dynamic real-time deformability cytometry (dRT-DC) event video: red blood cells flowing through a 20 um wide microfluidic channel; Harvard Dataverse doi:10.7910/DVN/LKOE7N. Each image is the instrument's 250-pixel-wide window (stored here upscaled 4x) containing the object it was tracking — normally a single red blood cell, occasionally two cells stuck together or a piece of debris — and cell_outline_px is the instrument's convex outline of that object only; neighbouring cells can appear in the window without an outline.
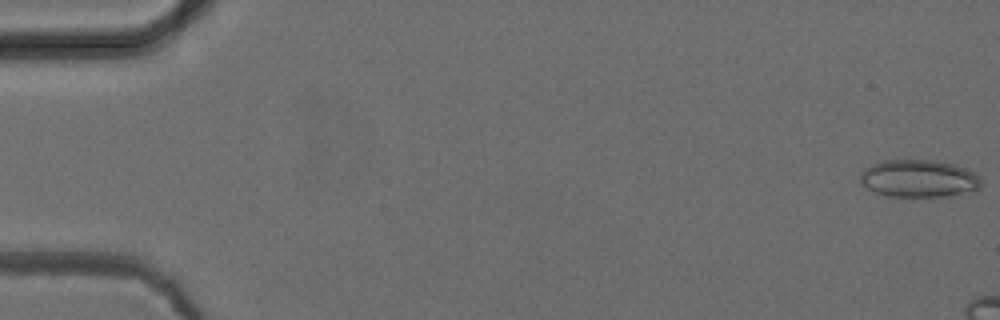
{"species": "common noctule bat (a hibernating species)", "species_latin": "Nyctalus noctula", "temperature_condition": "cold", "stored_images_in_passage": 9, "camera_frame_rate_fps": 3000, "um_per_image_px": 0.085, "animal": {"sex": "female", "body_mass_g": 24.6, "forearm_length_mm": 56.2}, "frame": {"image": 1, "passage_image": 1, "time_ms": 0.0, "image_size_px": [1000, 320], "cell_outline_px": [[980, 188], [944, 196], [888, 196], [876, 192], [860, 184], [860, 172], [872, 164], [880, 160], [936, 160], [968, 168], [980, 176]], "centroid_in_image_um": [78.07, 15.15], "position_along_channel_um": 6.9, "area_um2": 26.3}}